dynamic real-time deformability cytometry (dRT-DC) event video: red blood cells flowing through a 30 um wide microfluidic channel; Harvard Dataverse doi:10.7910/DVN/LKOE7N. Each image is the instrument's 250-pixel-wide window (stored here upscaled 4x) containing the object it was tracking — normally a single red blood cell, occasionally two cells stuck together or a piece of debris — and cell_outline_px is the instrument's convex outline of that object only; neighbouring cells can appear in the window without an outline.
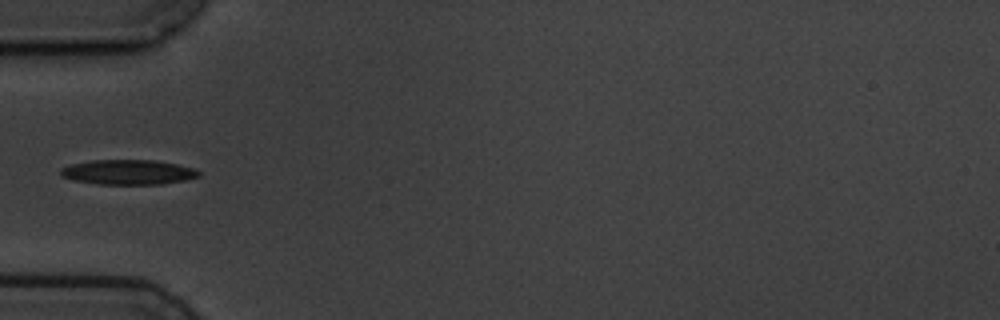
{"species": "common noctule bat (a hibernating species)", "species_latin": "Nyctalus noctula", "temperature_condition": "cold", "stored_images_in_passage": 15, "camera_frame_rate_fps": 3000, "um_per_image_px": 0.085, "animal": {"sex": "male", "body_mass_g": 19.5, "forearm_length_mm": 54.6}, "frame": {"image": 1, "passage_image": 6, "time_ms": 7.333, "image_size_px": [1000, 320], "cell_outline_px": [[200, 176], [184, 180], [164, 184], [96, 184], [72, 180], [60, 176], [60, 168], [72, 164], [92, 160], [156, 160], [176, 164], [192, 168], [200, 172]], "centroid_in_image_um": [10.86, 14.63], "position_along_channel_um": 74.1, "area_um2": 20.06}}
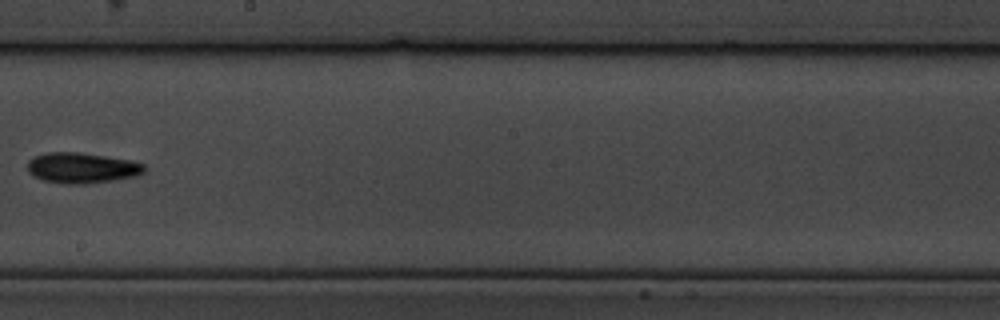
{"frame": {"image": 2, "passage_image": 10, "time_ms": 12.0, "image_size_px": [1000, 320], "cell_outline_px": [[148, 168], [144, 172], [136, 176], [88, 184], [64, 184], [44, 180], [32, 176], [28, 172], [28, 160], [44, 152], [76, 152], [132, 160], [144, 164]], "centroid_in_image_um": [6.96, 14.27], "position_along_channel_um": 241.2, "area_um2": 20.92}}
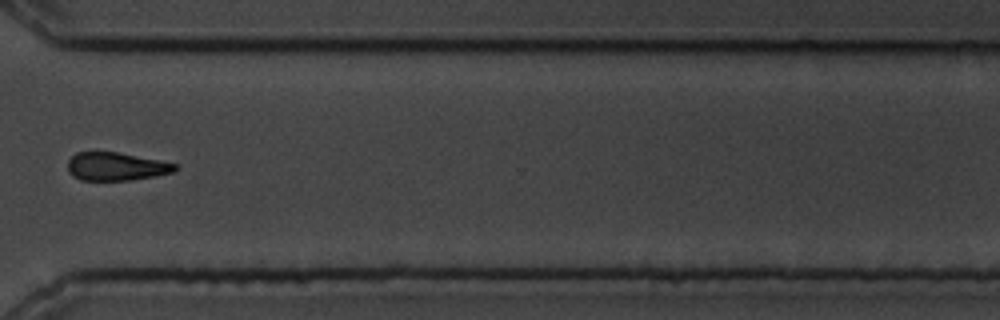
{"frame": {"image": 3, "passage_image": 13, "time_ms": 15.333, "image_size_px": [1000, 320], "cell_outline_px": [[180, 168], [176, 172], [156, 176], [132, 180], [80, 180], [72, 176], [68, 172], [68, 160], [76, 152], [116, 152], [160, 160], [176, 164]], "centroid_in_image_um": [9.9, 14.16], "position_along_channel_um": 360.7, "area_um2": 17.8}, "authors_computed_cell_mechanics": {"area_um2": 19.4786, "velocity_mm_per_s": 3.5902, "shape_relaxation_time_tau1_ms": 3.9881, "shape_relaxation_time_tau2_ms": null, "deformation_change_tau1": 0.1136, "deformation_change_tau2": null}}